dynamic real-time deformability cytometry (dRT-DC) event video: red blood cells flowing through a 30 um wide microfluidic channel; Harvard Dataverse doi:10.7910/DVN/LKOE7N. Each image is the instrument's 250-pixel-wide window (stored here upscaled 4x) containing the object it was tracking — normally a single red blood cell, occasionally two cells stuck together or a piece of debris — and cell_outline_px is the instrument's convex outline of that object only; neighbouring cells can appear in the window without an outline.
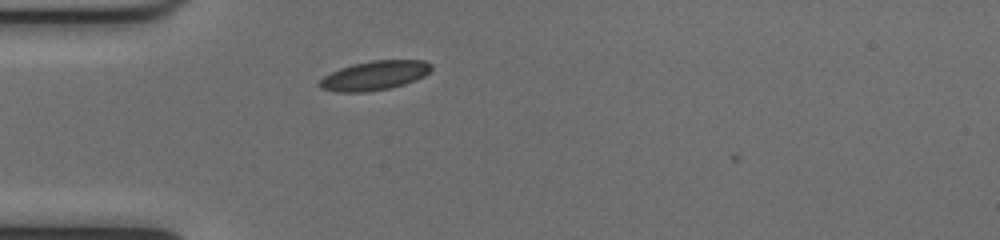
{"species": "common noctule bat (a hibernating species)", "species_latin": "Nyctalus noctula", "temperature_condition": "cold", "stored_images_in_passage": 38, "camera_frame_rate_fps": 3000, "um_per_image_px": 0.085, "animal": {"sex": "female", "body_mass_g": 17.0, "forearm_length_mm": 48.0}, "frame": {"image": 1, "passage_image": 1, "time_ms": 0.0, "image_size_px": [1000, 240], "cell_outline_px": [[432, 68], [424, 76], [416, 80], [404, 84], [388, 88], [364, 92], [336, 92], [320, 88], [316, 84], [324, 76], [340, 68], [352, 64], [372, 60], [424, 60], [432, 64]], "centroid_in_image_um": [31.82, 6.41], "position_along_channel_um": 53.2, "area_um2": 19.07}}
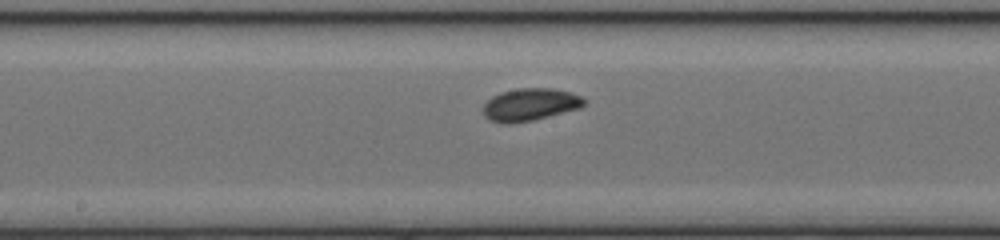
{"frame": {"image": 2, "passage_image": 13, "time_ms": 4.0, "image_size_px": [1000, 240], "cell_outline_px": [[588, 100], [580, 108], [532, 120], [492, 120], [484, 116], [484, 104], [492, 96], [500, 92], [520, 88], [552, 88], [568, 92], [580, 96]], "centroid_in_image_um": [45.12, 8.83], "position_along_channel_um": 203.1, "area_um2": 18.26}}
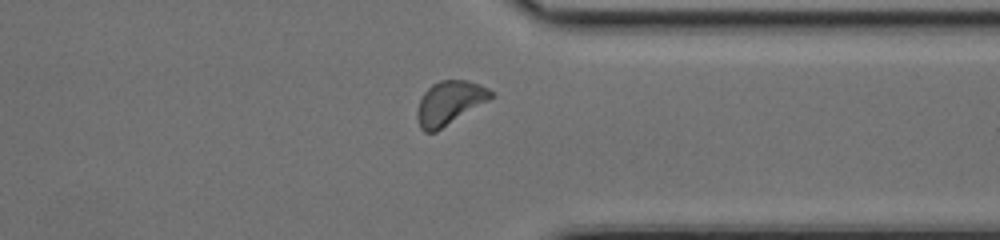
{"frame": {"image": 3, "passage_image": 26, "time_ms": 8.333, "image_size_px": [1000, 240], "cell_outline_px": [[496, 96], [436, 132], [424, 132], [420, 128], [416, 116], [416, 112], [420, 100], [424, 92], [432, 84], [440, 80], [468, 80], [480, 84], [496, 92]], "centroid_in_image_um": [38.24, 8.73], "position_along_channel_um": 373.2, "area_um2": 19.02}, "authors_computed_cell_mechanics": {"area_um2": 18.3515, "velocity_mm_per_s": 3.989, "shape_relaxation_time_tau1_ms": 2.7729, "shape_relaxation_time_tau2_ms": 3.8135, "deformation_change_tau1": 0.0979, "deformation_change_tau2": 0.0667}}